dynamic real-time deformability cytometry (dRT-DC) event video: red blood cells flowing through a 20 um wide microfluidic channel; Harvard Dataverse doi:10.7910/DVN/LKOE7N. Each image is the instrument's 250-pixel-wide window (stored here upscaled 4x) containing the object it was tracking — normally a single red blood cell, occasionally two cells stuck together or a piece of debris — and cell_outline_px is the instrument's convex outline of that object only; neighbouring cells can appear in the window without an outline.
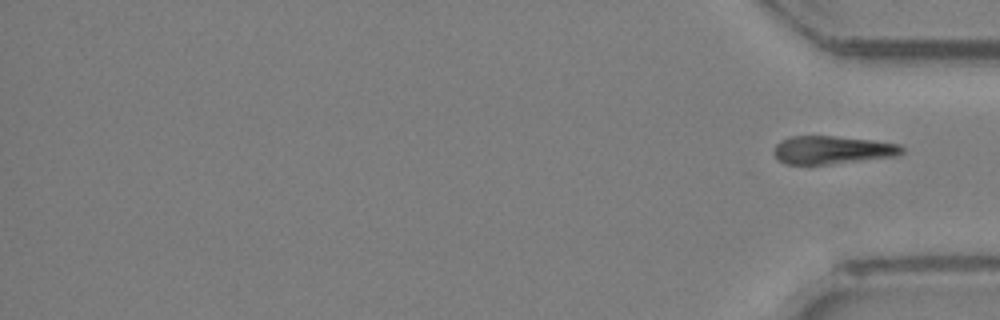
{"species": "Egyptian fruit bat (a non-hibernating species)", "species_latin": "Rousettus aegyptiacus", "temperature_condition": "room temperature", "stored_images_in_passage": 29, "segment_of_instrument_passage": [2, 2], "camera_frame_rate_fps": 3000, "um_per_image_px": 0.085, "animal": {"sex": "female"}, "frame": {"image": 1, "passage_image": 29, "time_ms": 9.333, "image_size_px": [1000, 320], "cell_outline_px": [[904, 152], [896, 156], [828, 164], [784, 164], [772, 152], [776, 144], [780, 140], [788, 136], [832, 136], [872, 140], [900, 144], [904, 148]], "centroid_in_image_um": [70.72, 12.74], "position_along_channel_um": 364.5, "area_um2": 20.92}}